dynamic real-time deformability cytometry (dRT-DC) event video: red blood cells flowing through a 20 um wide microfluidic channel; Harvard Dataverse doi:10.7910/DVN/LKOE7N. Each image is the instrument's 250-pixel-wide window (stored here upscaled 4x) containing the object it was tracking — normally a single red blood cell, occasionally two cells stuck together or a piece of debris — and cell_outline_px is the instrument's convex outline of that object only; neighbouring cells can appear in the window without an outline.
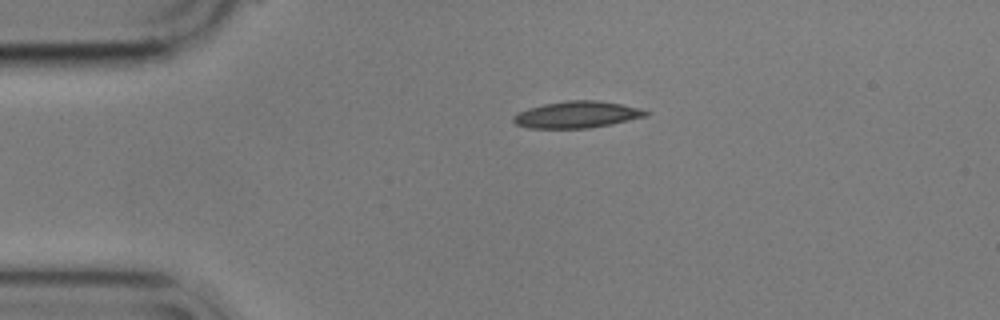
{"species": "common noctule bat (a hibernating species)", "species_latin": "Nyctalus noctula", "temperature_condition": "cold", "stored_images_in_passage": 43, "camera_frame_rate_fps": 3000, "um_per_image_px": 0.085, "animal": {"sex": "male", "body_mass_g": 17.9}, "frame": {"image": 1, "passage_image": 1, "time_ms": 0.0, "image_size_px": [1000, 320], "cell_outline_px": [[652, 112], [648, 116], [612, 124], [588, 128], [528, 128], [516, 124], [512, 120], [512, 116], [528, 108], [544, 104], [568, 100], [596, 100], [620, 104], [640, 108]], "centroid_in_image_um": [49.07, 9.74], "position_along_channel_um": 35.9, "area_um2": 20.63}}
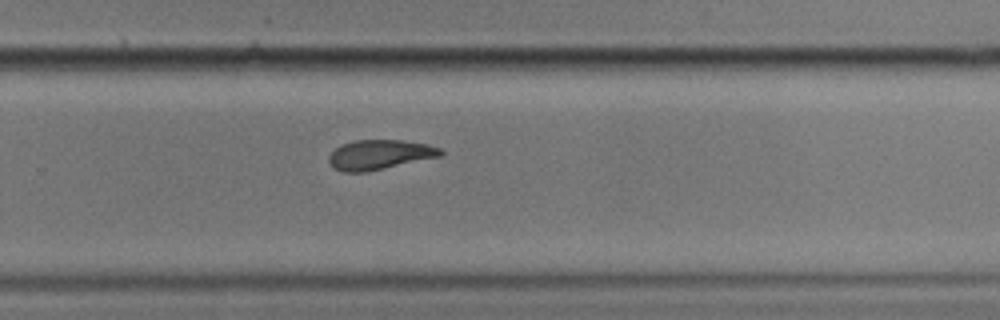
{"frame": {"image": 2, "passage_image": 26, "time_ms": 8.333, "image_size_px": [1000, 320], "cell_outline_px": [[444, 156], [368, 172], [344, 172], [332, 168], [328, 160], [328, 156], [340, 144], [352, 140], [400, 140], [428, 144], [440, 148], [444, 152]], "centroid_in_image_um": [32.28, 13.15], "position_along_channel_um": 297.5, "area_um2": 19.77}}
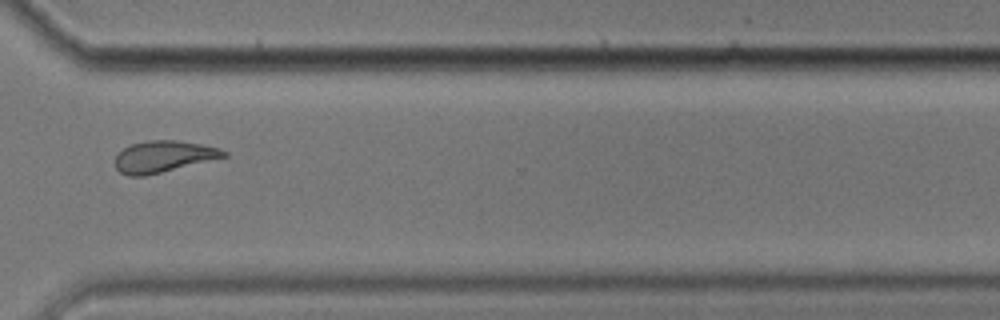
{"frame": {"image": 3, "passage_image": 31, "time_ms": 10.0, "image_size_px": [1000, 320], "cell_outline_px": [[228, 156], [144, 176], [128, 176], [120, 172], [116, 168], [116, 156], [124, 148], [132, 144], [148, 140], [176, 140], [200, 144], [220, 148], [228, 152]], "centroid_in_image_um": [13.9, 13.3], "position_along_channel_um": 356.7, "area_um2": 19.71}, "authors_computed_cell_mechanics": {"area_um2": 19.4786, "velocity_mm_per_s": 3.5414, "shape_relaxation_time_tau1_ms": null, "shape_relaxation_time_tau2_ms": 3.5124, "deformation_change_tau1": null, "deformation_change_tau2": 0.1174}}